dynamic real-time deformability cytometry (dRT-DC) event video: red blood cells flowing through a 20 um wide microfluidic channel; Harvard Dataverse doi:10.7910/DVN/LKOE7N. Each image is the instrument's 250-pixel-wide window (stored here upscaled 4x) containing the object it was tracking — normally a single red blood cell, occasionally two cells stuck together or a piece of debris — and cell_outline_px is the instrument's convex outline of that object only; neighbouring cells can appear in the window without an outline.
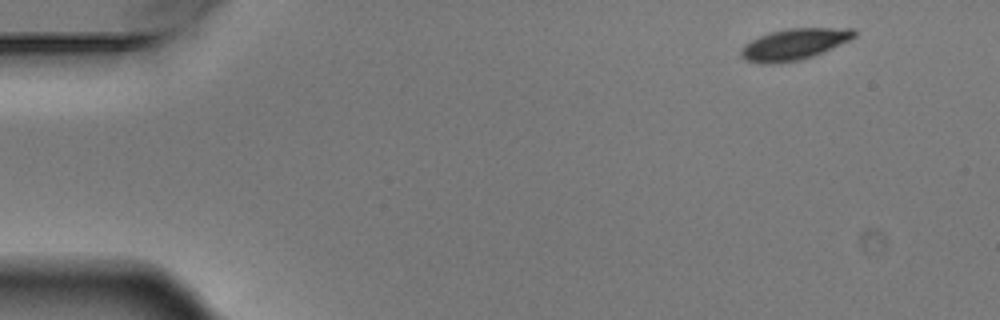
{"species": "Egyptian fruit bat (a non-hibernating species)", "species_latin": "Rousettus aegyptiacus", "temperature_condition": "warm", "stored_images_in_passage": 5, "segment_of_instrument_passage": [1, 2], "camera_frame_rate_fps": 3000, "um_per_image_px": 0.085, "animal": {"sex": "male"}, "frame": {"image": 1, "passage_image": 1, "time_ms": 0.0, "image_size_px": [1000, 320], "cell_outline_px": [[856, 36], [848, 40], [812, 56], [800, 60], [772, 64], [764, 64], [744, 60], [740, 56], [740, 48], [744, 44], [760, 36], [772, 32], [788, 28], [852, 28], [856, 32]], "centroid_in_image_um": [67.45, 3.77], "position_along_channel_um": 17.6, "area_um2": 20.4}}